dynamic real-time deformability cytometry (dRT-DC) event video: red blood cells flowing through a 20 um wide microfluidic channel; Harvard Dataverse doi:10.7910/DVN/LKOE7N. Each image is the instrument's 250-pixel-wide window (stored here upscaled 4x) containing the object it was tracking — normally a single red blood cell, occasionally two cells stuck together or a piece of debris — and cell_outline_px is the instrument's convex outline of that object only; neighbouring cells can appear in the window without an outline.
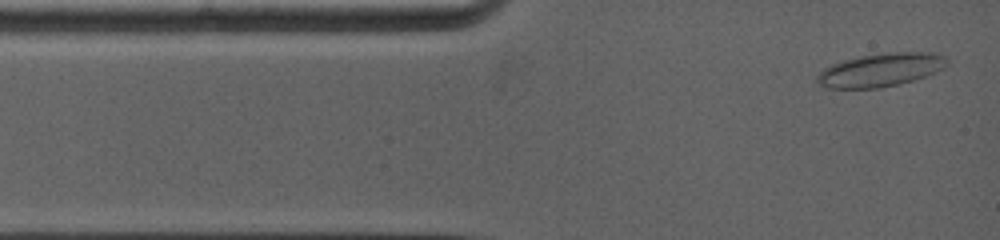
{"species": "common noctule bat (a hibernating species)", "species_latin": "Nyctalus noctula", "temperature_condition": "warm", "stored_images_in_passage": 35, "camera_frame_rate_fps": 5000, "um_per_image_px": 0.085, "animal": {"sex": "female", "body_mass_g": 19.0, "forearm_length_mm": 53.3}, "frame": {"image": 1, "passage_image": 1, "time_ms": 0.0, "image_size_px": [1000, 240], "cell_outline_px": [[948, 64], [944, 68], [936, 72], [900, 84], [880, 88], [828, 88], [820, 84], [816, 80], [816, 76], [824, 68], [832, 64], [844, 60], [860, 56], [888, 52], [936, 52], [944, 56], [948, 60]], "centroid_in_image_um": [74.88, 5.93], "position_along_channel_um": 10.1, "area_um2": 25.26}}
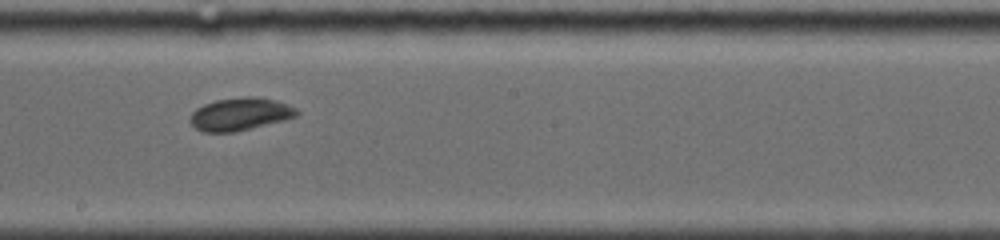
{"frame": {"image": 2, "passage_image": 17, "time_ms": 6.6, "image_size_px": [1000, 240], "cell_outline_px": [[300, 112], [296, 116], [284, 120], [236, 132], [204, 132], [196, 128], [188, 120], [192, 112], [196, 108], [204, 104], [216, 100], [244, 96], [256, 96], [276, 100], [288, 104], [296, 108]], "centroid_in_image_um": [20.41, 9.69], "position_along_channel_um": 227.8, "area_um2": 20.46}}
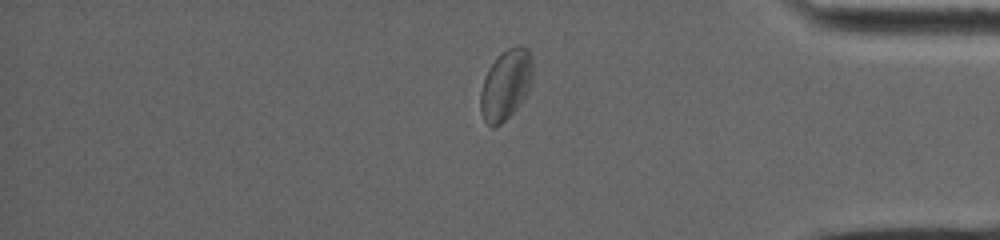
{"frame": {"image": 3, "passage_image": 31, "time_ms": 11.4, "image_size_px": [1000, 240], "cell_outline_px": [[532, 80], [528, 92], [520, 104], [500, 124], [492, 128], [484, 120], [480, 112], [480, 92], [484, 76], [488, 68], [508, 48], [516, 44], [520, 44], [528, 48], [532, 56]], "centroid_in_image_um": [43.0, 7.18], "position_along_channel_um": 392.2, "area_um2": 21.44}, "authors_computed_cell_mechanics": {"area_um2": 20.4612, "velocity_mm_per_s": 3.8947, "shape_relaxation_time_tau1_ms": 4.3222, "shape_relaxation_time_tau2_ms": null, "deformation_change_tau1": 0.1072, "deformation_change_tau2": null}}